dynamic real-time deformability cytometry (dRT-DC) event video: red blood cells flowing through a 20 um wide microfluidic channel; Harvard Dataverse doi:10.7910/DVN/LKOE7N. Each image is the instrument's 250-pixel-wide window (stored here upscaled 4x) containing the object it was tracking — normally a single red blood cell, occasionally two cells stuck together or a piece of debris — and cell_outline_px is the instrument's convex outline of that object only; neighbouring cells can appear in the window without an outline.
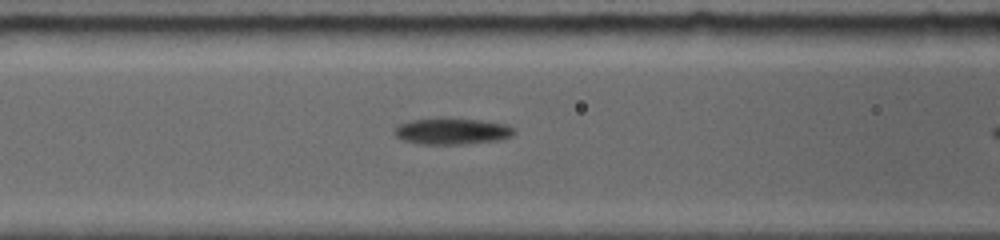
{"species": "common noctule bat (a hibernating species)", "species_latin": "Nyctalus noctula", "temperature_condition": "room temperature", "stored_images_in_passage": 5, "camera_frame_rate_fps": 5000, "um_per_image_px": 0.085, "animal": {"sex": "female", "body_mass_g": 19.0, "forearm_length_mm": 56.7}, "frame": {"image": 1, "passage_image": 4, "time_ms": 1.4, "image_size_px": [1000, 240], "cell_outline_px": [[516, 132], [512, 136], [496, 140], [464, 144], [420, 144], [404, 140], [396, 136], [392, 132], [392, 128], [396, 124], [408, 120], [436, 116], [444, 116], [480, 120], [508, 124], [516, 128]], "centroid_in_image_um": [38.36, 11.11], "position_along_channel_um": 128.2, "area_um2": 19.25}}